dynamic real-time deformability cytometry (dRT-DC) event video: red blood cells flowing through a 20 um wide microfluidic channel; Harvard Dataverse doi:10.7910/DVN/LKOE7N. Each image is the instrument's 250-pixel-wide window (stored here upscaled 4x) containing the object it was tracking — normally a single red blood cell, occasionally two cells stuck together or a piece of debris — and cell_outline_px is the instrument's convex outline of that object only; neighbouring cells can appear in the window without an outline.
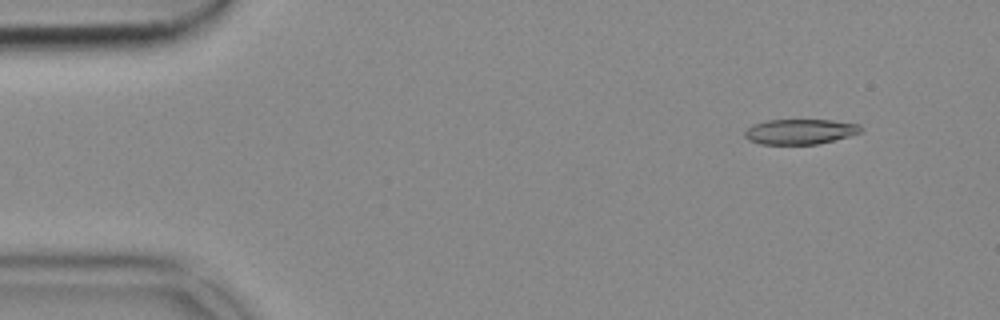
{"species": "common noctule bat (a hibernating species)", "species_latin": "Nyctalus noctula", "temperature_condition": "cold", "stored_images_in_passage": 50, "camera_frame_rate_fps": 3000, "um_per_image_px": 0.085, "animal": {"sex": "female", "body_mass_g": 18.4}, "frame": {"image": 1, "passage_image": 2, "time_ms": 0.333, "image_size_px": [1000, 320], "cell_outline_px": [[864, 128], [860, 132], [848, 136], [816, 144], [760, 144], [748, 140], [744, 136], [744, 132], [752, 124], [768, 120], [832, 120], [860, 124]], "centroid_in_image_um": [67.99, 11.18], "position_along_channel_um": 17.0, "area_um2": 16.99}}
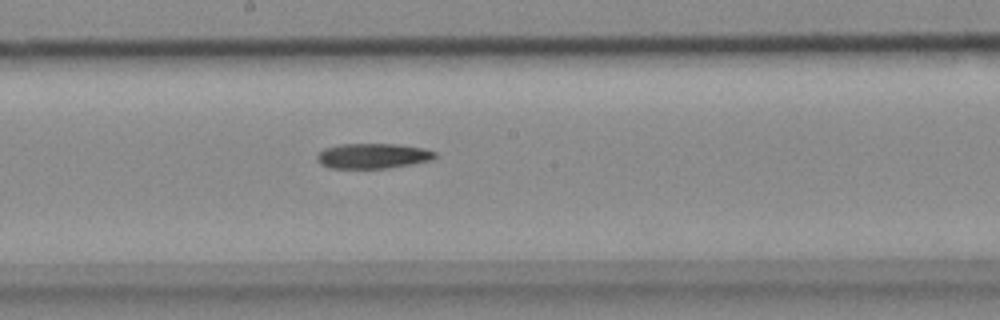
{"frame": {"image": 2, "passage_image": 25, "time_ms": 8.0, "image_size_px": [1000, 320], "cell_outline_px": [[436, 156], [432, 160], [412, 164], [388, 168], [328, 168], [320, 164], [316, 160], [316, 156], [324, 148], [340, 144], [400, 144], [424, 148], [436, 152]], "centroid_in_image_um": [31.69, 13.25], "position_along_channel_um": 216.5, "area_um2": 17.46}}
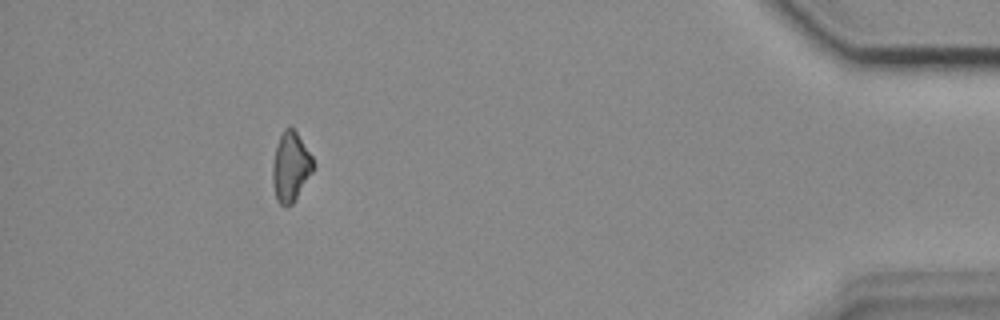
{"frame": {"image": 3, "passage_image": 45, "time_ms": 14.667, "image_size_px": [1000, 320], "cell_outline_px": [[316, 168], [292, 204], [284, 208], [276, 200], [272, 180], [272, 164], [276, 148], [280, 136], [284, 128], [288, 124], [296, 132], [312, 156]], "centroid_in_image_um": [24.71, 14.2], "position_along_channel_um": 410.5, "area_um2": 16.65}}